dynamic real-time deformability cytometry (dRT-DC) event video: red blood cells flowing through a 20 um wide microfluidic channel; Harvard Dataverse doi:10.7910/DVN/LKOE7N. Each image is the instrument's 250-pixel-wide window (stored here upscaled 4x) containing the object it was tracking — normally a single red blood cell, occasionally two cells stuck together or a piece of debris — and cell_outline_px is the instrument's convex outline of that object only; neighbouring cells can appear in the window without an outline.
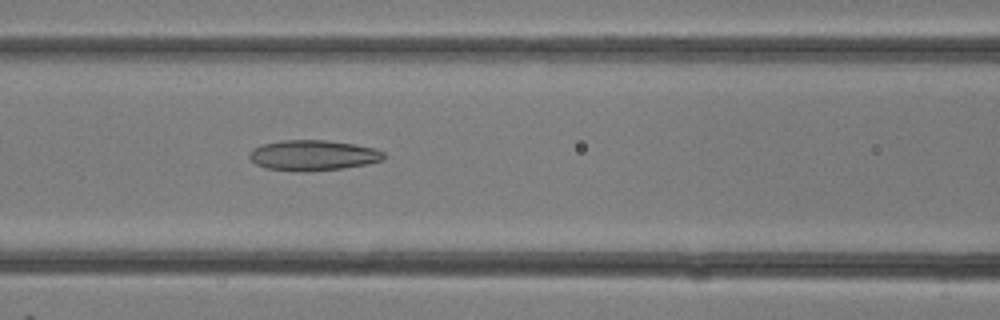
{"species": "common noctule bat (a hibernating species)", "species_latin": "Nyctalus noctula", "temperature_condition": "room temperature", "stored_images_in_passage": 12, "camera_frame_rate_fps": 3000, "um_per_image_px": 0.085, "animal": {"sex": "female"}, "frame": {"image": 1, "passage_image": 12, "time_ms": 3.667, "image_size_px": [1000, 320], "cell_outline_px": [[384, 156], [380, 160], [368, 164], [340, 168], [304, 172], [264, 168], [256, 164], [248, 156], [248, 152], [252, 148], [264, 144], [280, 140], [324, 140], [352, 144], [376, 148], [384, 152]], "centroid_in_image_um": [26.56, 13.2], "position_along_channel_um": 140.0, "area_um2": 23.76}}